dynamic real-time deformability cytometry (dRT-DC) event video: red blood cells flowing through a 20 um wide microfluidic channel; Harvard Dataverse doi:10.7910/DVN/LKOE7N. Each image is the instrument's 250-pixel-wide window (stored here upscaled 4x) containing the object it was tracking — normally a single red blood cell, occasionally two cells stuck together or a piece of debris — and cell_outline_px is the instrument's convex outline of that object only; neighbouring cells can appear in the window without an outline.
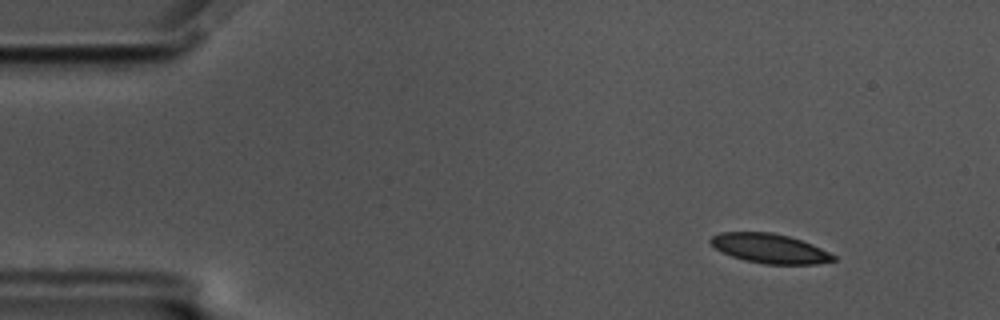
{"species": "common noctule bat (a hibernating species)", "species_latin": "Nyctalus noctula", "temperature_condition": "cold", "stored_images_in_passage": 11, "camera_frame_rate_fps": 3000, "um_per_image_px": 0.085, "animal": {"sex": "male", "body_mass_g": 17.5, "forearm_length_mm": 52.3}, "frame": {"image": 1, "passage_image": 7, "time_ms": 2.0, "image_size_px": [1000, 320], "cell_outline_px": [[836, 260], [816, 264], [764, 264], [744, 260], [732, 256], [716, 248], [708, 240], [712, 236], [720, 232], [772, 232], [788, 236], [812, 244], [836, 256]], "centroid_in_image_um": [65.42, 21.12], "position_along_channel_um": 19.6, "area_um2": 20.92}}